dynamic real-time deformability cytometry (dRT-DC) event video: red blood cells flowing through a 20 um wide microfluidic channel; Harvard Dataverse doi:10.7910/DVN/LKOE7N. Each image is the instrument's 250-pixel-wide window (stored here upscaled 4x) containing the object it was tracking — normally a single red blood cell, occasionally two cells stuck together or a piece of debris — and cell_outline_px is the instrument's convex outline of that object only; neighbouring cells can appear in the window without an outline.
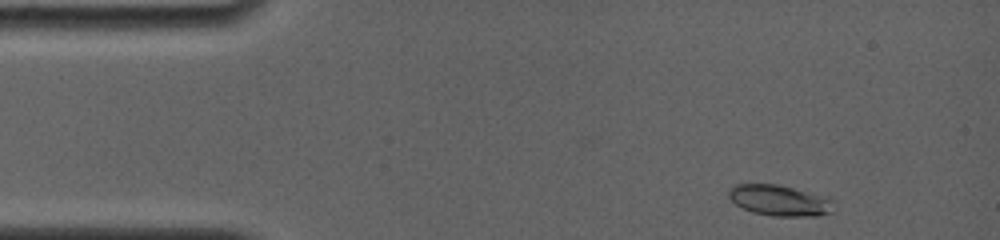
{"species": "common noctule bat (a hibernating species)", "species_latin": "Nyctalus noctula", "temperature_condition": "room temperature", "stored_images_in_passage": 46, "camera_frame_rate_fps": 4000, "um_per_image_px": 0.085, "animal": {"sex": "female", "body_mass_g": 19.0, "forearm_length_mm": 56.7}, "frame": {"image": 1, "passage_image": 2, "time_ms": 0.25, "image_size_px": [1000, 240], "cell_outline_px": [[836, 212], [820, 216], [772, 216], [752, 212], [736, 204], [728, 196], [728, 192], [736, 184], [776, 184], [832, 196], [836, 200]], "centroid_in_image_um": [66.44, 17.04], "position_along_channel_um": 18.6, "area_um2": 19.54}}
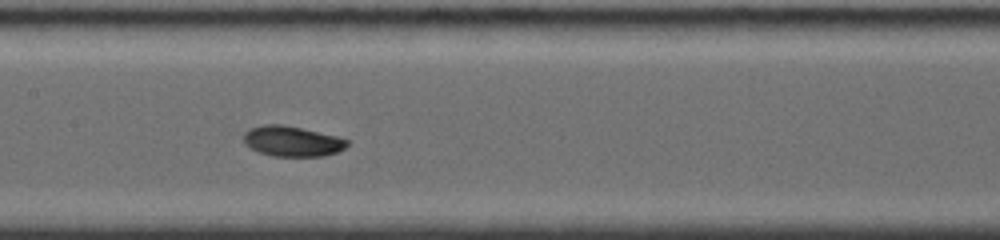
{"frame": {"image": 2, "passage_image": 21, "time_ms": 6.5, "image_size_px": [1000, 240], "cell_outline_px": [[348, 144], [344, 148], [336, 152], [324, 156], [272, 156], [248, 148], [244, 144], [244, 132], [248, 128], [264, 124], [280, 124], [300, 128], [336, 136], [348, 140]], "centroid_in_image_um": [24.77, 12.0], "position_along_channel_um": 182.6, "area_um2": 18.26}}
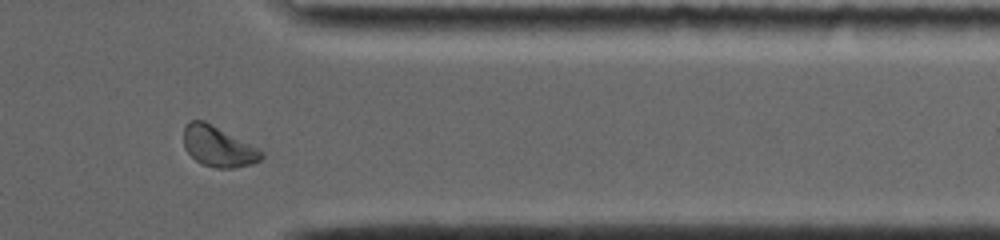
{"frame": {"image": 3, "passage_image": 40, "time_ms": 12.0, "image_size_px": [1000, 240], "cell_outline_px": [[264, 156], [260, 160], [252, 164], [232, 168], [216, 168], [200, 164], [188, 152], [184, 144], [184, 128], [188, 120], [204, 120], [260, 148], [264, 152]], "centroid_in_image_um": [18.57, 12.45], "position_along_channel_um": 392.8, "area_um2": 18.5}, "authors_computed_cell_mechanics": {"area_um2": 18.1781, "velocity_mm_per_s": 3.8429, "shape_relaxation_time_tau1_ms": 3.3129, "shape_relaxation_time_tau2_ms": null, "deformation_change_tau1": 0.1052, "deformation_change_tau2": null}}